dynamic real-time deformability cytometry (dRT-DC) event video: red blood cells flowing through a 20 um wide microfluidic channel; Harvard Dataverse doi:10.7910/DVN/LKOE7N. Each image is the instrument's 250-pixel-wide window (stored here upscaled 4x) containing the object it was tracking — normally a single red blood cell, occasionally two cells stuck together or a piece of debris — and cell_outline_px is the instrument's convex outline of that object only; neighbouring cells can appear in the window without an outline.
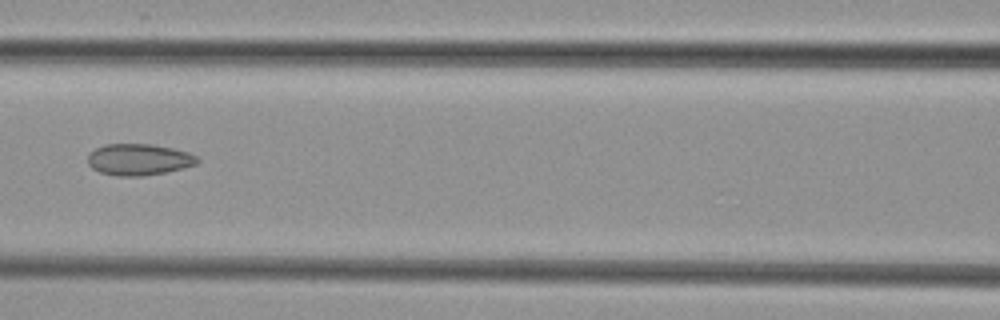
{"species": "common noctule bat (a hibernating species)", "species_latin": "Nyctalus noctula", "temperature_condition": "cold", "stored_images_in_passage": 7, "camera_frame_rate_fps": 3000, "um_per_image_px": 0.085, "animal": {"sex": "female", "body_mass_g": 29.2, "forearm_length_mm": 56.3}, "frame": {"image": 1, "passage_image": 6, "time_ms": 6.0, "image_size_px": [1000, 320], "cell_outline_px": [[200, 160], [196, 164], [164, 172], [140, 176], [116, 176], [100, 172], [92, 168], [88, 164], [88, 156], [96, 148], [104, 144], [152, 144], [172, 148], [188, 152], [196, 156]], "centroid_in_image_um": [11.78, 13.55], "position_along_channel_um": 154.8, "area_um2": 19.88}}
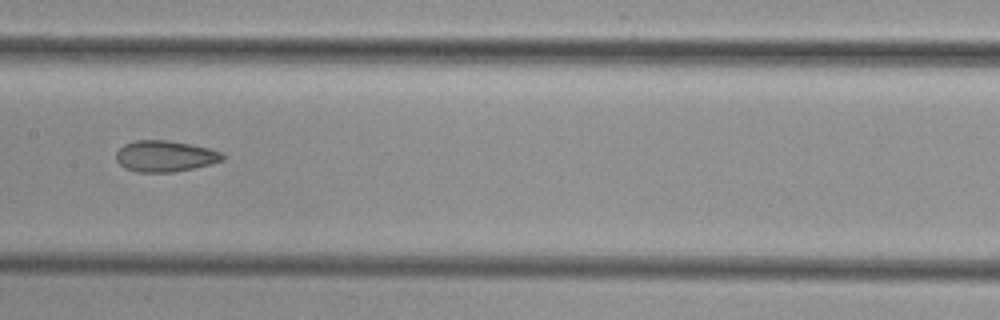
{"frame": {"image": 2, "passage_image": 7, "time_ms": 7.0, "image_size_px": [1000, 320], "cell_outline_px": [[224, 160], [192, 168], [172, 172], [136, 172], [124, 168], [116, 160], [116, 152], [124, 144], [136, 140], [168, 140], [208, 148], [220, 152], [224, 156]], "centroid_in_image_um": [13.98, 13.27], "position_along_channel_um": 193.4, "area_um2": 19.13}}